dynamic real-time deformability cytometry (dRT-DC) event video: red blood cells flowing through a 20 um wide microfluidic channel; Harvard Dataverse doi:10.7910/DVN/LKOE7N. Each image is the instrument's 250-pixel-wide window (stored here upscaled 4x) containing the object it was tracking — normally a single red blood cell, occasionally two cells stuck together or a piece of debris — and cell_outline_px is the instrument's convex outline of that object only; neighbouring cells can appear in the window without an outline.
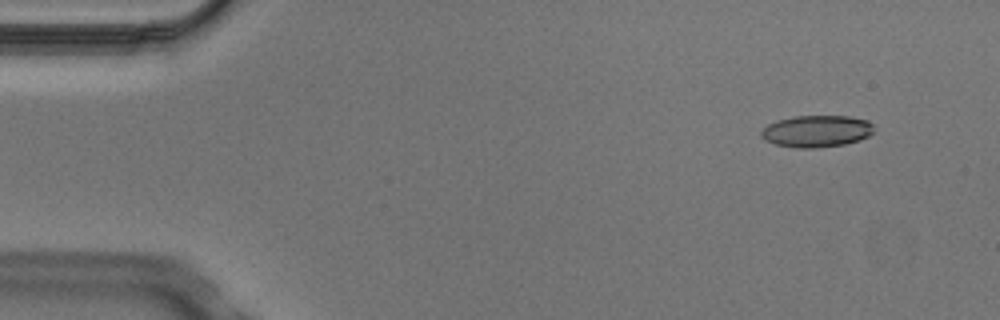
{"species": "Egyptian fruit bat (a non-hibernating species)", "species_latin": "Rousettus aegyptiacus", "temperature_condition": "cold", "stored_images_in_passage": 3, "camera_frame_rate_fps": 3000, "um_per_image_px": 0.085, "animal": {"sex": "male"}, "frame": {"image": 1, "passage_image": 1, "time_ms": 0.0, "image_size_px": [1000, 320], "cell_outline_px": [[872, 132], [868, 136], [860, 140], [844, 144], [816, 148], [796, 148], [776, 144], [764, 140], [760, 136], [760, 132], [768, 124], [776, 120], [792, 116], [848, 116], [868, 120], [872, 124]], "centroid_in_image_um": [69.38, 11.15], "position_along_channel_um": 15.6, "area_um2": 20.98}}
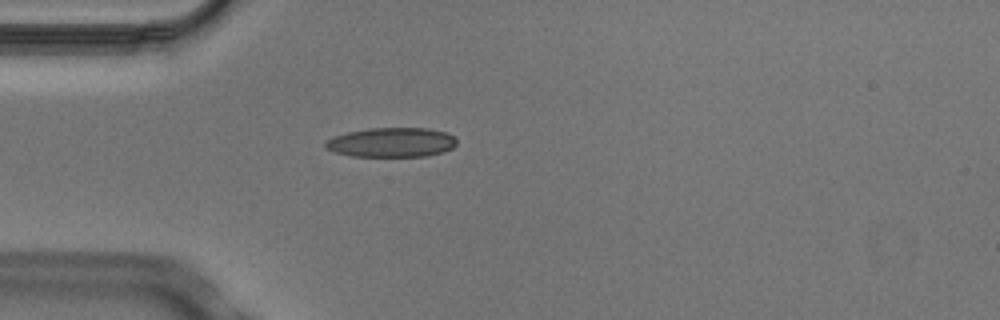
{"frame": {"image": 2, "passage_image": 3, "time_ms": 0.667, "image_size_px": [1000, 320], "cell_outline_px": [[456, 144], [452, 148], [444, 152], [428, 156], [352, 156], [336, 152], [324, 148], [324, 140], [348, 132], [368, 128], [428, 128], [444, 132], [452, 136], [456, 140]], "centroid_in_image_um": [33.27, 12.1], "position_along_channel_um": 51.7, "area_um2": 22.54}}